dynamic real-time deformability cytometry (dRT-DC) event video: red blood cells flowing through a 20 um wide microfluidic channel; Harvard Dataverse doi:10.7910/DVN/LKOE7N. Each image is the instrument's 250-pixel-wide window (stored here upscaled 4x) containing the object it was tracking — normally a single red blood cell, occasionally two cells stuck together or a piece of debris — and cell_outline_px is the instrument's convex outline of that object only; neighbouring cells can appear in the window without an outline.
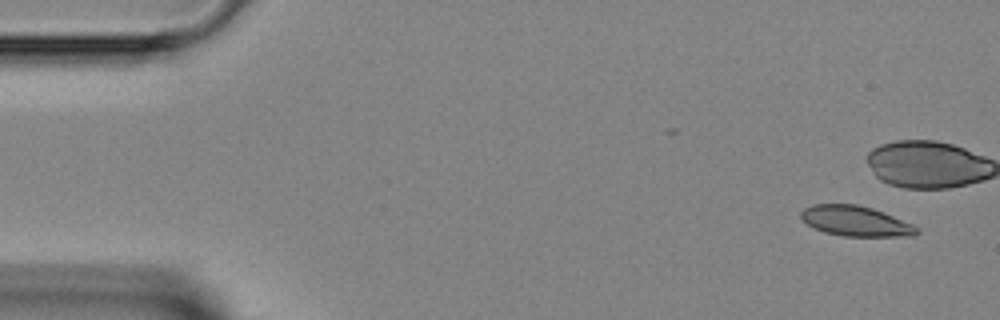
{"species": "Egyptian fruit bat (a non-hibernating species)", "species_latin": "Rousettus aegyptiacus", "temperature_condition": "room temperature", "stored_images_in_passage": 32, "camera_frame_rate_fps": 3000, "um_per_image_px": 0.085, "animal": {"sex": "female"}, "frame": {"image": 1, "passage_image": 1, "time_ms": 0.0, "image_size_px": [1000, 320], "cell_outline_px": [[920, 232], [916, 236], [844, 236], [824, 232], [808, 224], [800, 216], [800, 212], [804, 208], [812, 204], [856, 204], [872, 208], [884, 212], [912, 224], [920, 228]], "centroid_in_image_um": [72.76, 18.79], "position_along_channel_um": 12.2, "area_um2": 20.4}}